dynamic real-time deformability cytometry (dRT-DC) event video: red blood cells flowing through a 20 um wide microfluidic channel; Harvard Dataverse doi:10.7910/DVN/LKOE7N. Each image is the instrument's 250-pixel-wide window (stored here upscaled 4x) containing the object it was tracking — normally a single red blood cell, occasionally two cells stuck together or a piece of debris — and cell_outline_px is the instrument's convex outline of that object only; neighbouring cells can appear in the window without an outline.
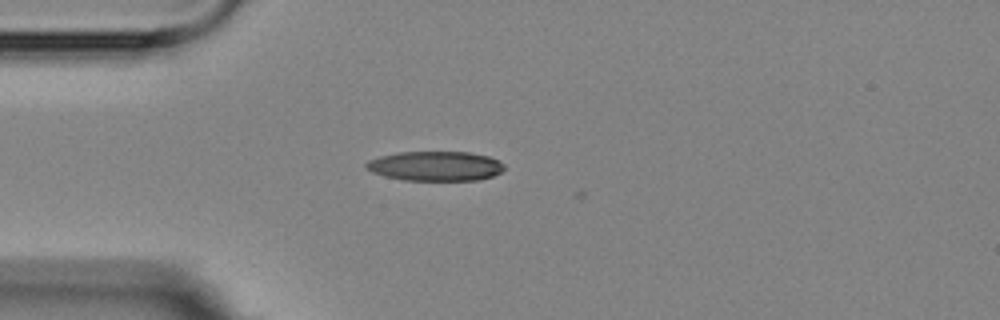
{"species": "Egyptian fruit bat (a non-hibernating species)", "species_latin": "Rousettus aegyptiacus", "temperature_condition": "room temperature", "stored_images_in_passage": 11, "camera_frame_rate_fps": 3000, "um_per_image_px": 0.085, "animal": {"sex": "female"}, "frame": {"image": 1, "passage_image": 4, "time_ms": 3.333, "image_size_px": [1000, 320], "cell_outline_px": [[504, 168], [500, 172], [492, 176], [480, 180], [404, 180], [384, 176], [372, 172], [364, 168], [364, 164], [368, 160], [380, 156], [396, 152], [468, 152], [488, 156], [504, 164]], "centroid_in_image_um": [36.96, 14.11], "position_along_channel_um": 48.0, "area_um2": 23.87}}
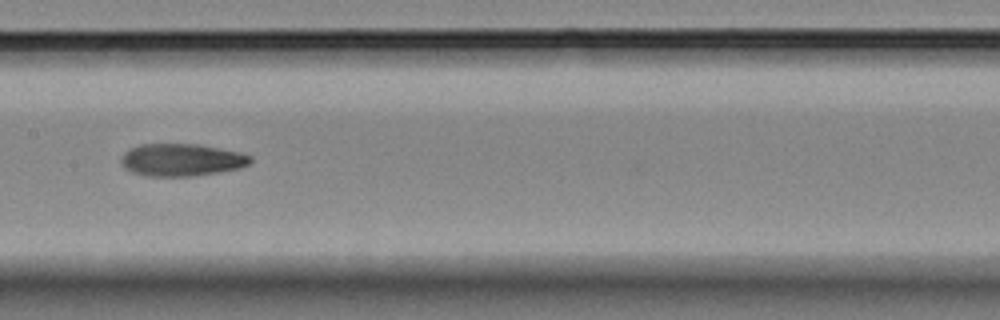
{"frame": {"image": 2, "passage_image": 8, "time_ms": 7.667, "image_size_px": [1000, 320], "cell_outline_px": [[252, 160], [248, 164], [240, 168], [192, 176], [148, 176], [132, 172], [124, 168], [120, 160], [120, 156], [128, 148], [140, 144], [200, 144], [240, 152], [252, 156]], "centroid_in_image_um": [15.4, 13.58], "position_along_channel_um": 192.0, "area_um2": 24.57}}
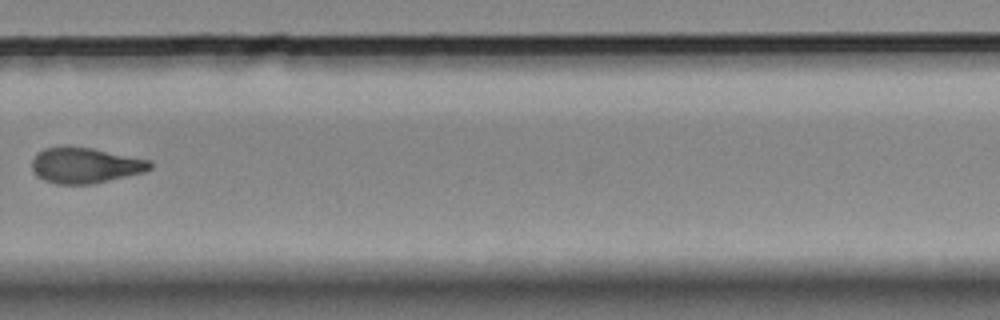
{"frame": {"image": 3, "passage_image": 11, "time_ms": 11.333, "image_size_px": [1000, 320], "cell_outline_px": [[152, 168], [144, 172], [92, 184], [56, 184], [44, 180], [36, 176], [32, 168], [32, 160], [36, 152], [44, 148], [60, 144], [64, 144], [92, 148], [152, 160]], "centroid_in_image_um": [7.2, 14.02], "position_along_channel_um": 322.6, "area_um2": 25.09}}